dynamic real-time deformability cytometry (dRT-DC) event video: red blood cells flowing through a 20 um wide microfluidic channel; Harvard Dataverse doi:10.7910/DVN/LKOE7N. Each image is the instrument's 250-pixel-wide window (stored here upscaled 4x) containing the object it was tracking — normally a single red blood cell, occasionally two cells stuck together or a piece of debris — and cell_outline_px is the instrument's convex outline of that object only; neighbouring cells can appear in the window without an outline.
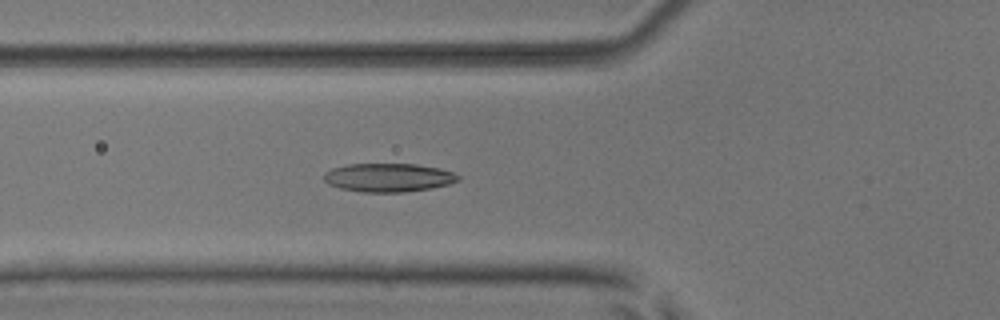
{"species": "common noctule bat (a hibernating species)", "species_latin": "Nyctalus noctula", "temperature_condition": "room temperature", "stored_images_in_passage": 52, "camera_frame_rate_fps": 3000, "um_per_image_px": 0.085, "animal": {"sex": "male", "body_mass_g": 17.9, "forearm_length_mm": 54.2}, "frame": {"image": 1, "passage_image": 19, "time_ms": 6.0, "image_size_px": [1000, 320], "cell_outline_px": [[460, 180], [448, 184], [432, 188], [404, 192], [360, 192], [340, 188], [328, 184], [324, 180], [324, 172], [332, 168], [348, 164], [416, 164], [440, 168], [452, 172], [460, 176]], "centroid_in_image_um": [33.01, 15.09], "position_along_channel_um": 92.8, "area_um2": 22.43}}
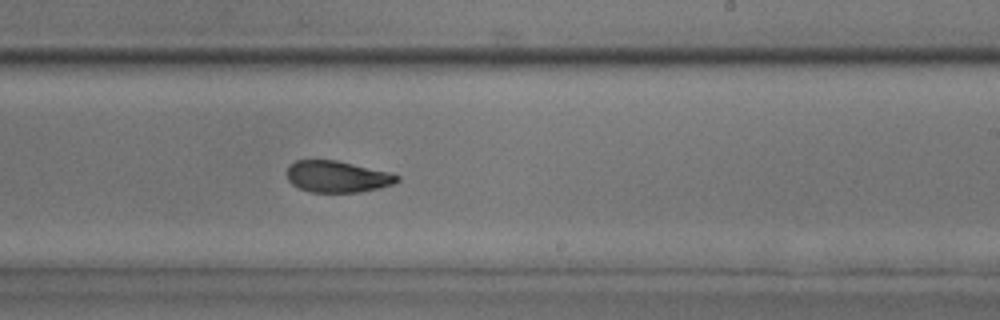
{"frame": {"image": 2, "passage_image": 32, "time_ms": 10.333, "image_size_px": [1000, 320], "cell_outline_px": [[400, 180], [392, 184], [380, 188], [360, 192], [312, 192], [300, 188], [292, 184], [288, 180], [284, 172], [288, 164], [296, 160], [336, 160], [388, 172], [400, 176]], "centroid_in_image_um": [28.61, 15.01], "position_along_channel_um": 260.4, "area_um2": 20.35}}
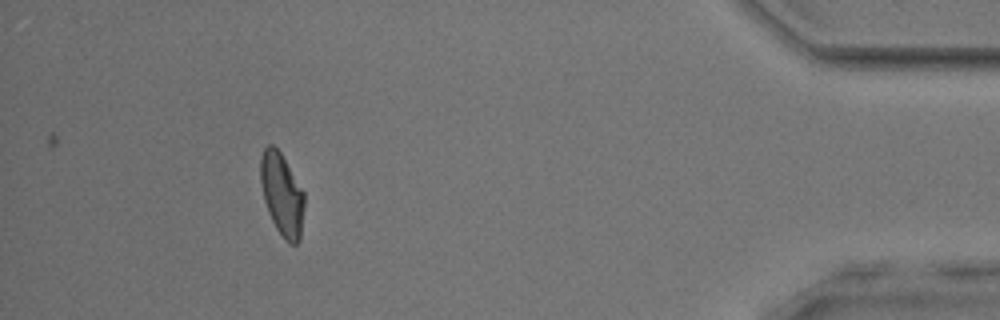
{"frame": {"image": 3, "passage_image": 48, "time_ms": 15.667, "image_size_px": [1000, 320], "cell_outline_px": [[304, 208], [300, 240], [296, 244], [288, 244], [284, 240], [276, 228], [268, 212], [264, 200], [260, 180], [260, 156], [264, 148], [268, 144], [272, 144], [280, 152], [304, 192]], "centroid_in_image_um": [23.96, 16.54], "position_along_channel_um": 411.2, "area_um2": 21.1}, "authors_computed_cell_mechanics": {"area_um2": 21.1548, "velocity_mm_per_s": 3.8769, "shape_relaxation_time_tau1_ms": 9.2105, "shape_relaxation_time_tau2_ms": 2.1463, "deformation_change_tau1": 0.2273, "deformation_change_tau2": 0.0714}}